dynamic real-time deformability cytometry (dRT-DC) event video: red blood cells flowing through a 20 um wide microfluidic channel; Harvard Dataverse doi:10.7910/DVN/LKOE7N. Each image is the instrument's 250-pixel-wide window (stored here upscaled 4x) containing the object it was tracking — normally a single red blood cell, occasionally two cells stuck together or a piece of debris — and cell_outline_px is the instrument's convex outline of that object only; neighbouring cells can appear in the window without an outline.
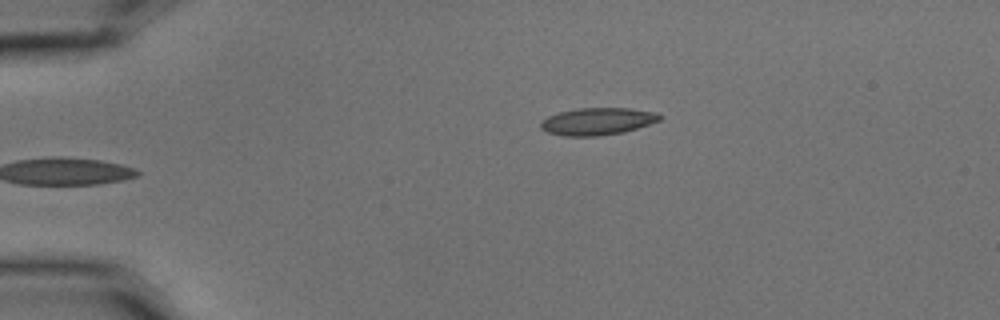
{"species": "common noctule bat (a hibernating species)", "species_latin": "Nyctalus noctula", "temperature_condition": "cold", "stored_images_in_passage": 6, "camera_frame_rate_fps": 3000, "um_per_image_px": 0.085, "animal": {"sex": "male", "body_mass_g": 15.6}, "frame": {"image": 1, "passage_image": 6, "time_ms": 1.667, "image_size_px": [1000, 320], "cell_outline_px": [[664, 116], [660, 120], [624, 132], [596, 136], [564, 136], [548, 132], [540, 128], [540, 124], [548, 116], [560, 112], [576, 108], [628, 108], [656, 112]], "centroid_in_image_um": [50.8, 10.31], "position_along_channel_um": 34.2, "area_um2": 18.79}}